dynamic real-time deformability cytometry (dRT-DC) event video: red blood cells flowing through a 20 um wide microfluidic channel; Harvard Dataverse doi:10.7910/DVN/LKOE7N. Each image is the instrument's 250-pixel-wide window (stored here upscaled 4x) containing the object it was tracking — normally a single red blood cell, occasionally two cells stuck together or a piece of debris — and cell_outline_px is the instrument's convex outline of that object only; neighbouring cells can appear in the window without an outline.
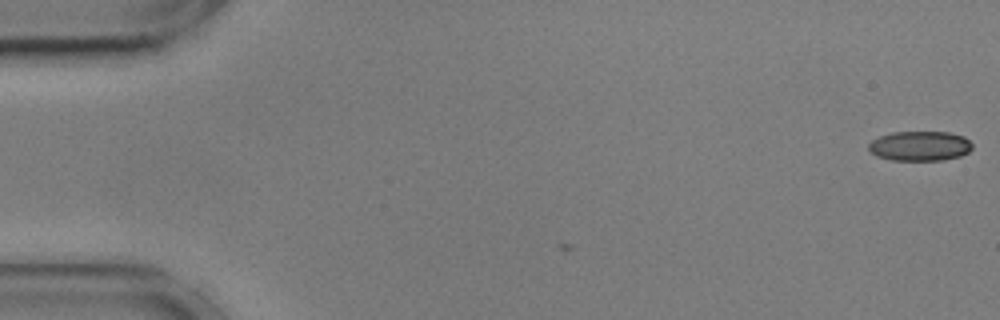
{"species": "common noctule bat (a hibernating species)", "species_latin": "Nyctalus noctula", "temperature_condition": "cold", "stored_images_in_passage": 2, "camera_frame_rate_fps": 3000, "um_per_image_px": 0.085, "animal": {"sex": "male", "body_mass_g": 17.9, "forearm_length_mm": 54.2}, "frame": {"image": 1, "passage_image": 2, "time_ms": 0.333, "image_size_px": [1000, 320], "cell_outline_px": [[972, 148], [968, 152], [960, 156], [944, 160], [892, 160], [876, 156], [868, 148], [868, 144], [872, 140], [880, 136], [892, 132], [948, 132], [964, 136], [972, 144]], "centroid_in_image_um": [78.19, 12.41], "position_along_channel_um": 6.8, "area_um2": 17.98}}